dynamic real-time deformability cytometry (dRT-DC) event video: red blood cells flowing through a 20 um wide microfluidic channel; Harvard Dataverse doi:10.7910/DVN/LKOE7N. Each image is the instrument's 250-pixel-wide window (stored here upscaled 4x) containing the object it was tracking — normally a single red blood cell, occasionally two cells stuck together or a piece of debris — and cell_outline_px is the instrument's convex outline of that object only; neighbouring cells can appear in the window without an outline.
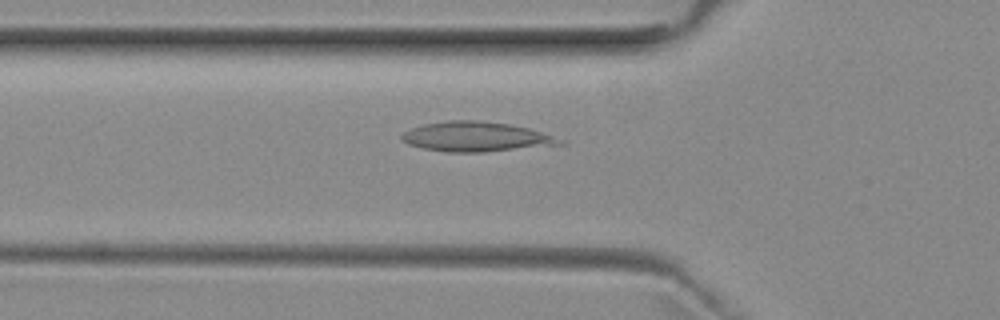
{"species": "common noctule bat (a hibernating species)", "species_latin": "Nyctalus noctula", "temperature_condition": "room temperature", "stored_images_in_passage": 31, "camera_frame_rate_fps": 3000, "um_per_image_px": 0.085, "animal": {"sex": "female", "body_mass_g": 29.2, "forearm_length_mm": 56.3}, "frame": {"image": 1, "passage_image": 6, "time_ms": 1.667, "image_size_px": [1000, 320], "cell_outline_px": [[568, 140], [564, 144], [484, 152], [448, 152], [424, 148], [408, 144], [400, 136], [404, 132], [412, 128], [424, 124], [448, 120], [480, 120], [508, 124], [528, 128]], "centroid_in_image_um": [40.51, 11.62], "position_along_channel_um": 85.3, "area_um2": 27.34}}
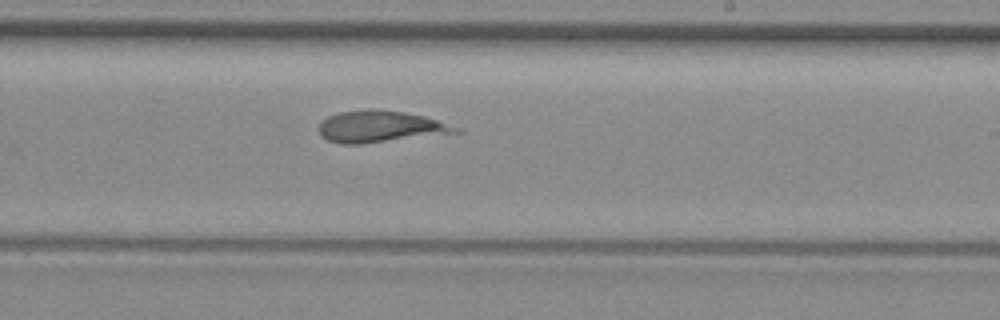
{"frame": {"image": 2, "passage_image": 19, "time_ms": 6.0, "image_size_px": [1000, 320], "cell_outline_px": [[464, 132], [364, 144], [340, 144], [328, 140], [320, 136], [320, 120], [328, 116], [340, 112], [404, 112], [424, 116], [464, 128]], "centroid_in_image_um": [32.4, 10.82], "position_along_channel_um": 256.6, "area_um2": 24.74}}
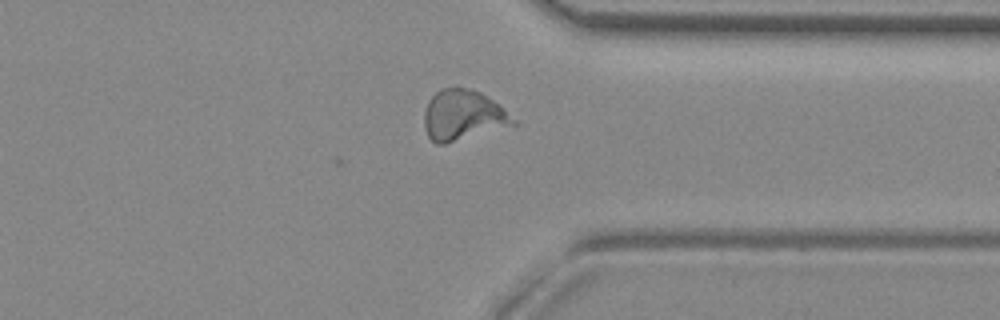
{"frame": {"image": 3, "passage_image": 28, "time_ms": 9.0, "image_size_px": [1000, 320], "cell_outline_px": [[520, 124], [444, 144], [436, 144], [428, 136], [424, 128], [424, 112], [428, 100], [440, 88], [468, 88], [480, 92], [500, 104]], "centroid_in_image_um": [39.37, 9.8], "position_along_channel_um": 372.0, "area_um2": 26.36}}